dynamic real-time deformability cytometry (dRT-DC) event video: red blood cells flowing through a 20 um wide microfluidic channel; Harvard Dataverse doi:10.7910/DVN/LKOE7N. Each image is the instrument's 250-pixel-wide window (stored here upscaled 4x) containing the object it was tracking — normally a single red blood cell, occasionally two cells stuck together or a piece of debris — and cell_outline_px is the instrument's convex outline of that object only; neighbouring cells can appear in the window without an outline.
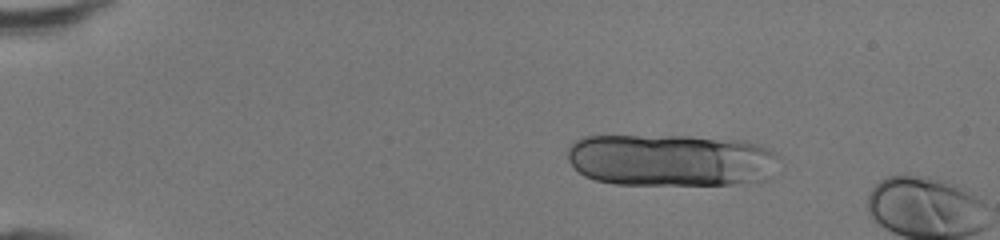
{"species": "human", "species_latin": "Homo sapiens", "temperature_condition": "room temperature", "stored_images_in_passage": 13, "camera_frame_rate_fps": 3000, "um_per_image_px": 0.085, "donor": {"sex": "female"}, "frame": {"image": 1, "passage_image": 8, "time_ms": 2.333, "image_size_px": [1000, 240], "cell_outline_px": [[780, 156], [772, 176], [764, 180], [732, 184], [612, 184], [596, 180], [584, 176], [568, 160], [568, 148], [580, 136], [688, 136], [744, 140], [760, 144], [772, 148]], "centroid_in_image_um": [57.1, 13.6], "position_along_channel_um": 27.9, "area_um2": 65.26}}